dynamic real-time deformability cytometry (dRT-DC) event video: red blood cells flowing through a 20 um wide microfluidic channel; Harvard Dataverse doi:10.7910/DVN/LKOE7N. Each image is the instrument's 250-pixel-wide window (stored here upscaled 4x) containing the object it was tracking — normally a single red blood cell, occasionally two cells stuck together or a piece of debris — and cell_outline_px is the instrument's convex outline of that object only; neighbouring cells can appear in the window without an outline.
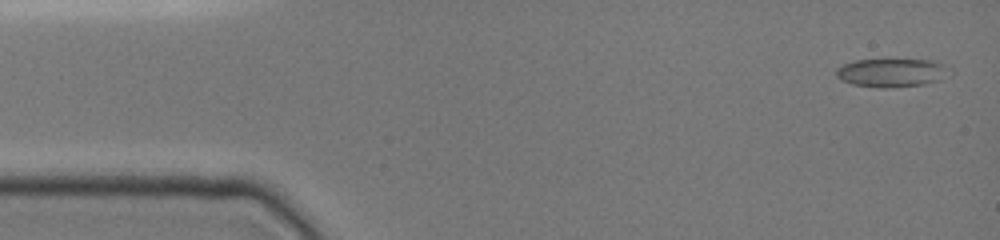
{"species": "common noctule bat (a hibernating species)", "species_latin": "Nyctalus noctula", "temperature_condition": "cold", "stored_images_in_passage": 20, "camera_frame_rate_fps": 3000, "um_per_image_px": 0.085, "animal": {"sex": "female", "body_mass_g": 19.0, "forearm_length_mm": 51.5}, "frame": {"image": 1, "passage_image": 1, "time_ms": 0.0, "image_size_px": [1000, 240], "cell_outline_px": [[952, 72], [940, 80], [924, 84], [892, 88], [876, 88], [852, 84], [840, 80], [836, 76], [836, 68], [844, 64], [856, 60], [932, 60], [944, 64]], "centroid_in_image_um": [75.79, 6.19], "position_along_channel_um": 9.2, "area_um2": 18.96}}
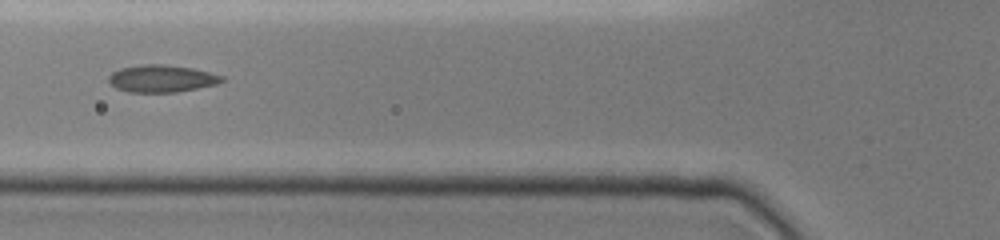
{"frame": {"image": 2, "passage_image": 15, "time_ms": 5.333, "image_size_px": [1000, 240], "cell_outline_px": [[224, 80], [216, 84], [176, 92], [128, 92], [116, 88], [108, 84], [108, 76], [112, 72], [120, 68], [140, 64], [164, 64], [192, 68], [224, 76]], "centroid_in_image_um": [13.68, 6.67], "position_along_channel_um": 112.1, "area_um2": 18.03}}
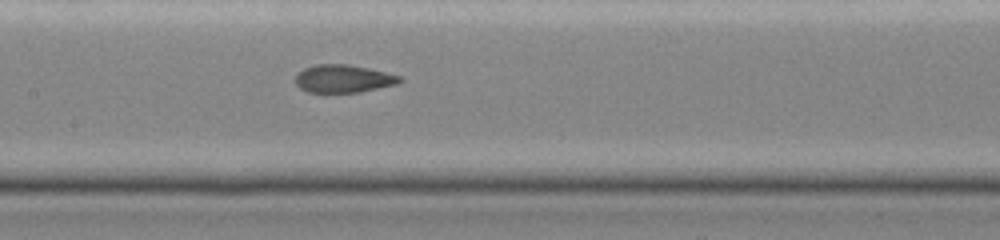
{"frame": {"image": 3, "passage_image": 20, "time_ms": 7.0, "image_size_px": [1000, 240], "cell_outline_px": [[404, 80], [396, 84], [360, 92], [308, 92], [300, 88], [296, 84], [296, 72], [304, 68], [316, 64], [348, 64], [368, 68], [400, 76]], "centroid_in_image_um": [29.16, 6.68], "position_along_channel_um": 178.2, "area_um2": 16.88}}